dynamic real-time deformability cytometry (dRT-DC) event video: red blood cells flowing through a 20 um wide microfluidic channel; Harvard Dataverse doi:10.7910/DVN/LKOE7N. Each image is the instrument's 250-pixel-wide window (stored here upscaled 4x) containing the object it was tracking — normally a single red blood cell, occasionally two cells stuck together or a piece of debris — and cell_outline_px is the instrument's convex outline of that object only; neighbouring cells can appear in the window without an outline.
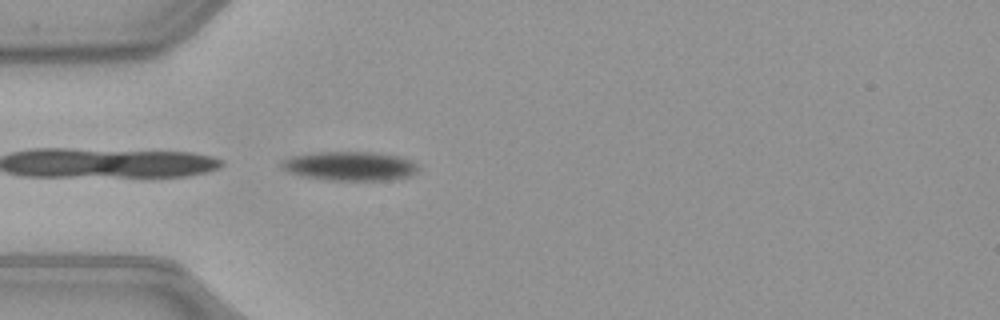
{"species": "common noctule bat (a hibernating species)", "species_latin": "Nyctalus noctula", "temperature_condition": "warm", "stored_images_in_passage": 15, "camera_frame_rate_fps": 3000, "um_per_image_px": 0.085, "animal": {"sex": "female", "body_mass_g": 21.9}, "frame": {"image": 1, "passage_image": 1, "time_ms": 0.0, "image_size_px": [1000, 320], "cell_outline_px": [[420, 168], [416, 172], [408, 176], [392, 180], [332, 180], [304, 176], [288, 172], [280, 168], [280, 160], [288, 156], [312, 152], [376, 152], [396, 156], [420, 164]], "centroid_in_image_um": [29.7, 14.1], "position_along_channel_um": 55.3, "area_um2": 23.41}}